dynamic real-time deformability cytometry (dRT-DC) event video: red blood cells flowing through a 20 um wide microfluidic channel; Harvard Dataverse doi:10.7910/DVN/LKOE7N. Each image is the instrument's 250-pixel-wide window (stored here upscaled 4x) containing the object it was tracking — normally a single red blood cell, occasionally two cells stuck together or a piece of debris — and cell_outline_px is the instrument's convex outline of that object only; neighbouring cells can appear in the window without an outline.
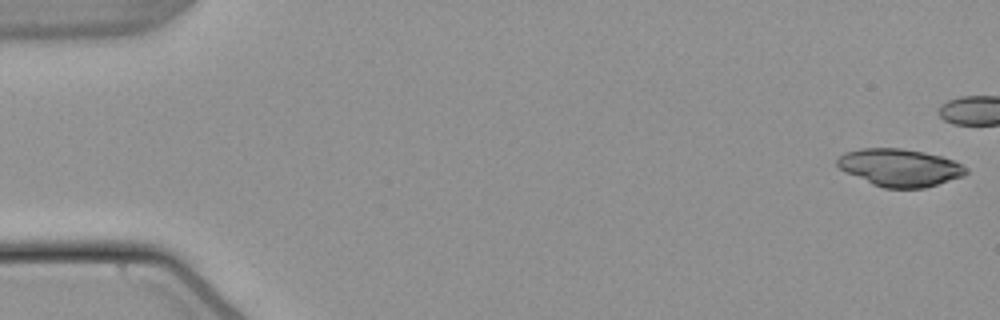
{"species": "common noctule bat (a hibernating species)", "species_latin": "Nyctalus noctula", "temperature_condition": "warm", "stored_images_in_passage": 14, "camera_frame_rate_fps": 3000, "um_per_image_px": 0.085, "animal": {"sex": "male", "body_mass_g": 21.5, "forearm_length_mm": 52.0}, "frame": {"image": 1, "passage_image": 1, "time_ms": 0.0, "image_size_px": [1000, 320], "cell_outline_px": [[968, 172], [964, 176], [924, 188], [884, 188], [872, 184], [840, 168], [836, 164], [836, 160], [844, 152], [860, 148], [900, 148], [924, 152], [940, 156], [952, 160], [968, 168]], "centroid_in_image_um": [76.49, 14.24], "position_along_channel_um": 8.5, "area_um2": 27.98}}